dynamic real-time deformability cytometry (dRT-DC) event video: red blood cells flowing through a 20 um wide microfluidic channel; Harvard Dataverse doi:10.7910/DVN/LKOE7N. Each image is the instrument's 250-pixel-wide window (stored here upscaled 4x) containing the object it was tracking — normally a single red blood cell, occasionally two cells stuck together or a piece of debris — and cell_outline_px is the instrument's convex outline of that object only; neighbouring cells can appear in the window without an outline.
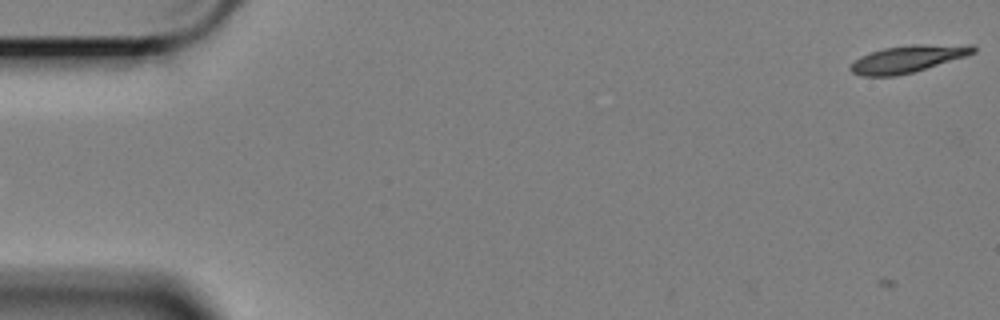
{"species": "Egyptian fruit bat (a non-hibernating species)", "species_latin": "Rousettus aegyptiacus", "temperature_condition": "cold", "stored_images_in_passage": 64, "camera_frame_rate_fps": 3000, "um_per_image_px": 0.085, "animal": {"sex": "female"}, "frame": {"image": 1, "passage_image": 5, "time_ms": 1.333, "image_size_px": [1000, 320], "cell_outline_px": [[976, 52], [964, 56], [912, 72], [896, 76], [860, 76], [852, 72], [848, 68], [860, 56], [884, 48], [912, 44], [972, 44], [976, 48]], "centroid_in_image_um": [77.16, 4.99], "position_along_channel_um": 7.8, "area_um2": 19.25}}
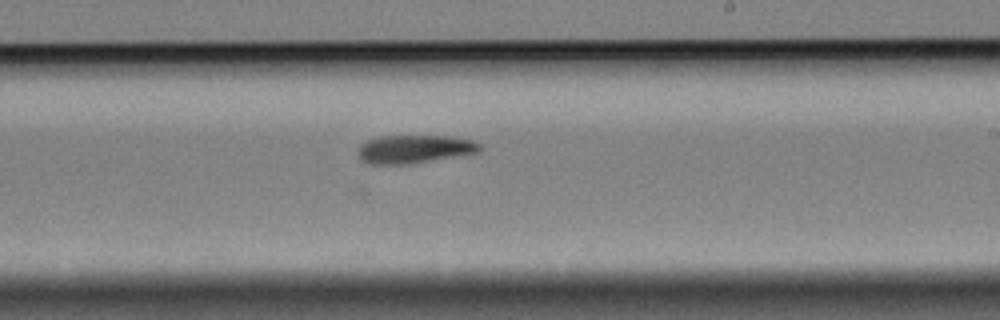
{"frame": {"image": 2, "passage_image": 39, "time_ms": 12.667, "image_size_px": [1000, 320], "cell_outline_px": [[480, 152], [408, 164], [368, 164], [360, 160], [360, 144], [368, 140], [380, 136], [452, 136], [472, 140], [480, 144]], "centroid_in_image_um": [35.23, 12.67], "position_along_channel_um": 253.8, "area_um2": 19.88}}
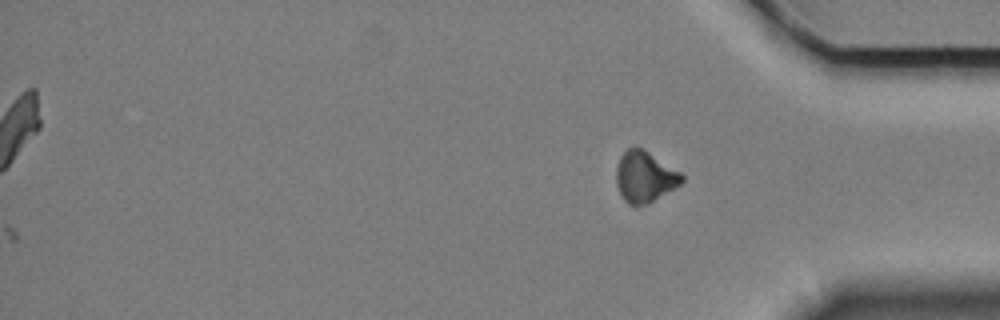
{"frame": {"image": 3, "passage_image": 64, "time_ms": 21.0, "image_size_px": [1000, 320], "cell_outline_px": [[684, 180], [680, 184], [648, 204], [628, 204], [624, 200], [616, 184], [616, 168], [620, 156], [628, 148], [640, 148], [648, 152], [680, 172], [684, 176]], "centroid_in_image_um": [54.79, 15.03], "position_along_channel_um": 380.4, "area_um2": 19.07}}